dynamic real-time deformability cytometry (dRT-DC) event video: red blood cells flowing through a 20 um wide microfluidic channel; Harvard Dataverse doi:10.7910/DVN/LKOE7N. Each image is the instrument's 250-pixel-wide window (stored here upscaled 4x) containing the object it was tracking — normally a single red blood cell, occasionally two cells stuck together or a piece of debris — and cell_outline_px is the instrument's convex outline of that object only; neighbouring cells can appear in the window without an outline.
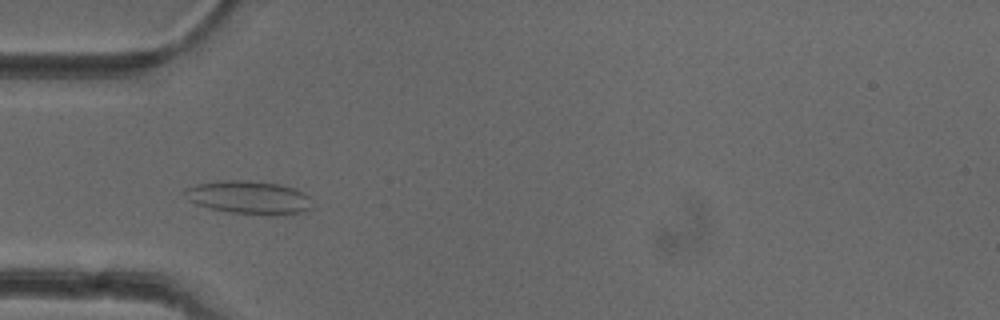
{"species": "common noctule bat (a hibernating species)", "species_latin": "Nyctalus noctula", "temperature_condition": "cold", "stored_images_in_passage": 49, "camera_frame_rate_fps": 3000, "um_per_image_px": 0.085, "animal": {"sex": "female"}, "frame": {"image": 1, "passage_image": 14, "time_ms": 4.333, "image_size_px": [1000, 320], "cell_outline_px": [[316, 208], [304, 212], [268, 216], [232, 212], [212, 208], [196, 204], [188, 200], [184, 192], [184, 188], [196, 184], [224, 180], [248, 180], [280, 184], [304, 192], [308, 196]], "centroid_in_image_um": [21.22, 16.79], "position_along_channel_um": 63.8, "area_um2": 24.91}}
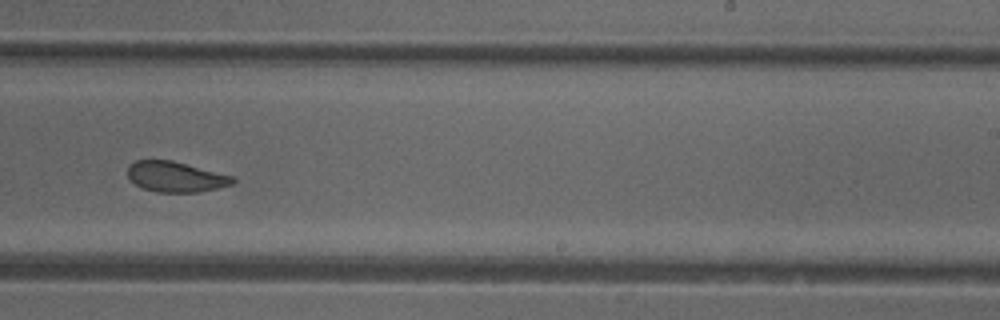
{"frame": {"image": 2, "passage_image": 30, "time_ms": 9.667, "image_size_px": [1000, 320], "cell_outline_px": [[236, 180], [232, 184], [200, 192], [156, 192], [144, 188], [136, 184], [128, 176], [128, 164], [136, 160], [172, 160], [232, 176]], "centroid_in_image_um": [14.91, 15.02], "position_along_channel_um": 274.1, "area_um2": 18.44}}
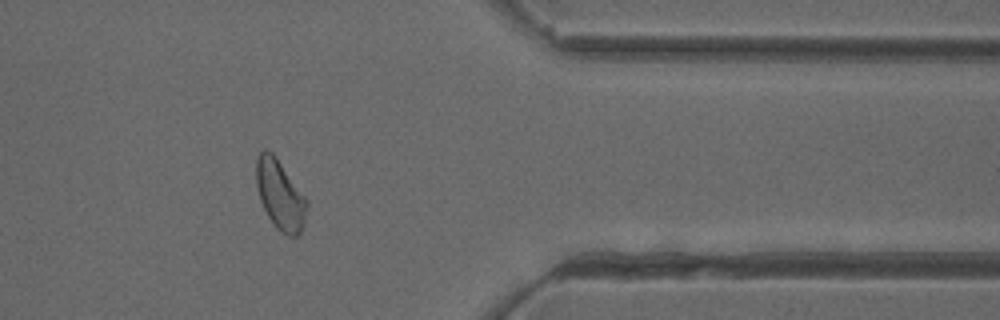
{"frame": {"image": 3, "passage_image": 40, "time_ms": 13.0, "image_size_px": [1000, 320], "cell_outline_px": [[308, 208], [304, 224], [300, 236], [288, 236], [280, 232], [276, 228], [268, 216], [260, 200], [256, 184], [256, 156], [264, 148], [272, 152], [276, 156], [308, 200]], "centroid_in_image_um": [23.82, 16.57], "position_along_channel_um": 387.6, "area_um2": 20.87}, "authors_computed_cell_mechanics": {"area_um2": 20.8658, "velocity_mm_per_s": 3.9549, "shape_relaxation_time_tau1_ms": null, "shape_relaxation_time_tau2_ms": 2.5781, "deformation_change_tau1": null, "deformation_change_tau2": 0.086}}